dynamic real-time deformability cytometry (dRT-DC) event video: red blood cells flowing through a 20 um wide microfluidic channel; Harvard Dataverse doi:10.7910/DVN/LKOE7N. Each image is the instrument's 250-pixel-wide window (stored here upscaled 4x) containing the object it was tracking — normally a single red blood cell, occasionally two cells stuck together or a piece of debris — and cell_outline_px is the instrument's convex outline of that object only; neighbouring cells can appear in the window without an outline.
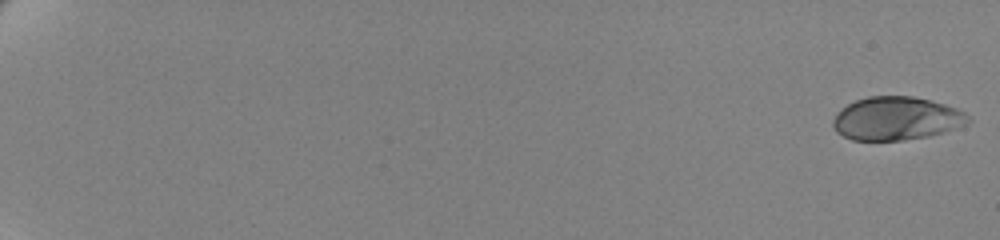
{"species": "human", "species_latin": "Homo sapiens", "temperature_condition": "cold", "stored_images_in_passage": 22, "camera_frame_rate_fps": 3000, "um_per_image_px": 0.085, "donor": {"sex": "female"}, "frame": {"image": 1, "passage_image": 1, "time_ms": 0.0, "image_size_px": [1000, 240], "cell_outline_px": [[972, 120], [964, 124], [928, 136], [904, 140], [852, 140], [836, 132], [832, 124], [832, 120], [848, 104], [856, 100], [868, 96], [912, 96], [944, 104], [956, 108], [964, 112]], "centroid_in_image_um": [76.16, 10.07], "position_along_channel_um": 8.8, "area_um2": 33.58}}
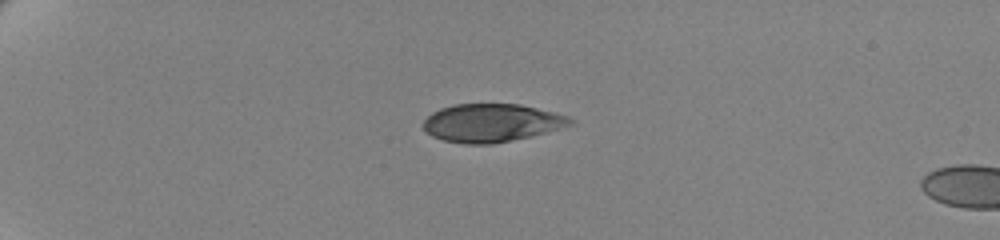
{"frame": {"image": 2, "passage_image": 18, "time_ms": 5.667, "image_size_px": [1000, 240], "cell_outline_px": [[576, 124], [532, 136], [492, 144], [464, 144], [444, 140], [432, 136], [420, 124], [432, 112], [440, 108], [452, 104], [520, 104], [568, 116], [576, 120]], "centroid_in_image_um": [41.8, 10.44], "position_along_channel_um": 43.2, "area_um2": 32.83}}